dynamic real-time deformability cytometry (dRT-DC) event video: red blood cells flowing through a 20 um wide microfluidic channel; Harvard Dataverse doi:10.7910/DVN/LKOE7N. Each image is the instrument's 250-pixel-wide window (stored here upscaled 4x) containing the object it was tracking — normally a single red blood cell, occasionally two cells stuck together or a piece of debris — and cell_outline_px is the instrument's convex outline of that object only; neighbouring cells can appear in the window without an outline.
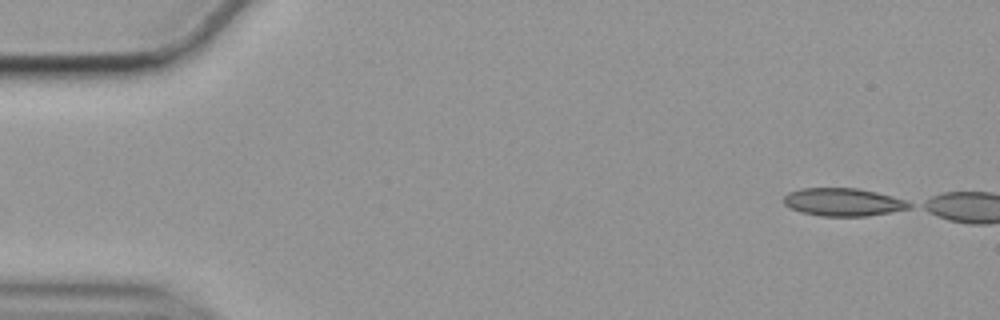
{"species": "common noctule bat (a hibernating species)", "species_latin": "Nyctalus noctula", "temperature_condition": "cold", "stored_images_in_passage": 1, "camera_frame_rate_fps": 3000, "um_per_image_px": 0.085, "animal": {"sex": "female", "body_mass_g": 19.9}, "frame": {"image": 1, "passage_image": 1, "time_ms": 0.0, "image_size_px": [1000, 320], "cell_outline_px": [[912, 208], [868, 216], [820, 216], [800, 212], [784, 204], [784, 196], [788, 192], [800, 188], [856, 188], [876, 192], [904, 200], [912, 204]], "centroid_in_image_um": [71.65, 17.18], "position_along_channel_um": 13.4, "area_um2": 20.35}}